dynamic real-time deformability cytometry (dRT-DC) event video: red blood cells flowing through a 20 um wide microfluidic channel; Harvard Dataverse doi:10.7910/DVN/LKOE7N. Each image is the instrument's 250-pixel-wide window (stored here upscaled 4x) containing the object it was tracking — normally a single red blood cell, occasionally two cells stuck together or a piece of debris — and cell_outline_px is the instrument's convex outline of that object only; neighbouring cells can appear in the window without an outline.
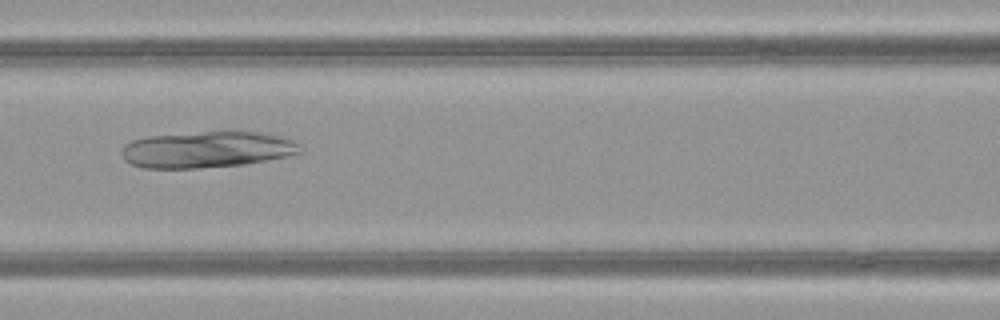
{"species": "common noctule bat (a hibernating species)", "species_latin": "Nyctalus noctula", "temperature_condition": "warm", "stored_images_in_passage": 39, "camera_frame_rate_fps": 3000, "um_per_image_px": 0.085, "animal": {"sex": "female", "body_mass_g": 21.9}, "frame": {"image": 1, "passage_image": 11, "time_ms": 3.333, "image_size_px": [1000, 320], "cell_outline_px": [[300, 152], [288, 156], [244, 164], [196, 168], [144, 168], [132, 164], [124, 160], [120, 152], [120, 148], [124, 144], [132, 140], [148, 136], [204, 132], [256, 132], [280, 136], [292, 140], [300, 144]], "centroid_in_image_um": [17.54, 12.72], "position_along_channel_um": 149.1, "area_um2": 37.57}}
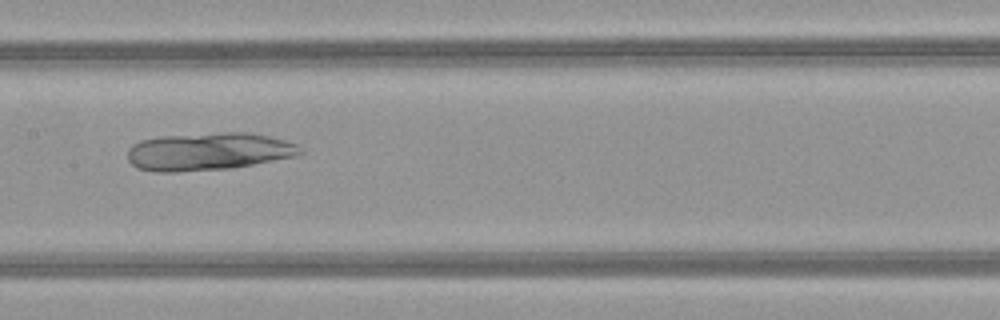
{"frame": {"image": 2, "passage_image": 14, "time_ms": 4.333, "image_size_px": [1000, 320], "cell_outline_px": [[304, 152], [300, 156], [232, 168], [180, 172], [156, 172], [136, 168], [128, 160], [128, 148], [132, 144], [140, 140], [160, 136], [220, 132], [248, 132], [268, 136], [300, 144]], "centroid_in_image_um": [17.75, 12.88], "position_along_channel_um": 189.6, "area_um2": 38.61}}
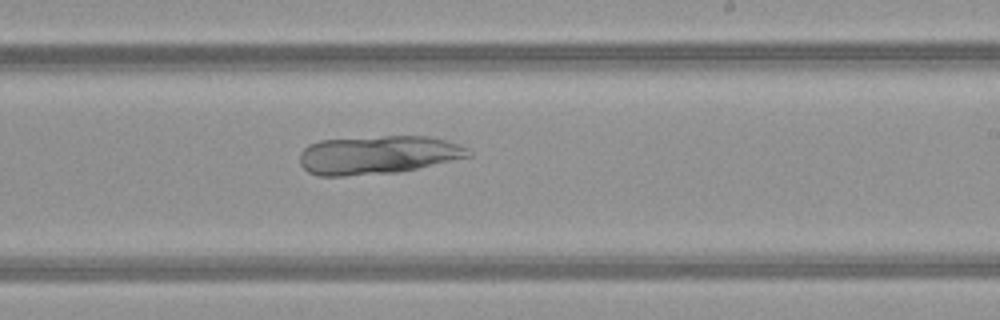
{"frame": {"image": 3, "passage_image": 19, "time_ms": 6.0, "image_size_px": [1000, 320], "cell_outline_px": [[472, 156], [416, 168], [396, 172], [344, 176], [320, 176], [308, 172], [300, 164], [300, 152], [308, 144], [320, 140], [384, 136], [428, 136], [444, 140], [468, 148], [472, 152]], "centroid_in_image_um": [32.08, 13.16], "position_along_channel_um": 256.9, "area_um2": 37.63}}